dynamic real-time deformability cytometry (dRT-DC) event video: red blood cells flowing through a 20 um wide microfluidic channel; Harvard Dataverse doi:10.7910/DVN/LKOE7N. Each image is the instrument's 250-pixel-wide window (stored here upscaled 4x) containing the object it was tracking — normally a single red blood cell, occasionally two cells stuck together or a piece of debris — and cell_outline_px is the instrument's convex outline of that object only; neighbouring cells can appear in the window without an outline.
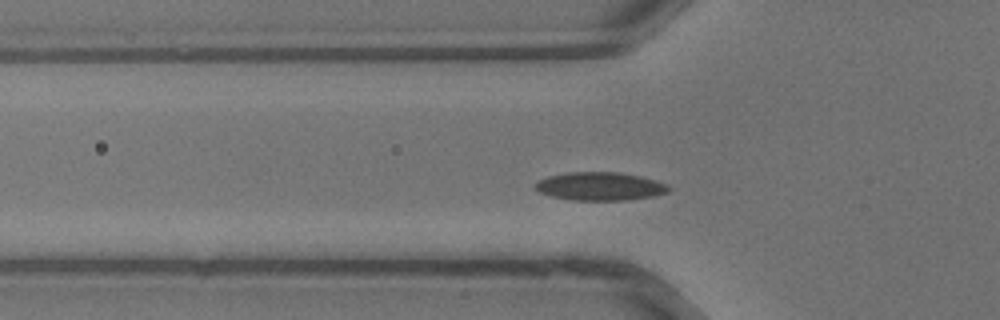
{"species": "common noctule bat (a hibernating species)", "species_latin": "Nyctalus noctula", "temperature_condition": "warm", "stored_images_in_passage": 28, "camera_frame_rate_fps": 3000, "um_per_image_px": 0.085, "animal": {"sex": "male", "body_mass_g": 13.3}, "frame": {"image": 1, "passage_image": 3, "time_ms": 0.667, "image_size_px": [1000, 320], "cell_outline_px": [[672, 188], [668, 192], [652, 196], [628, 200], [572, 200], [552, 196], [540, 192], [532, 188], [540, 180], [548, 176], [568, 172], [616, 172], [640, 176], [664, 184]], "centroid_in_image_um": [50.97, 15.84], "position_along_channel_um": 74.8, "area_um2": 21.73}}
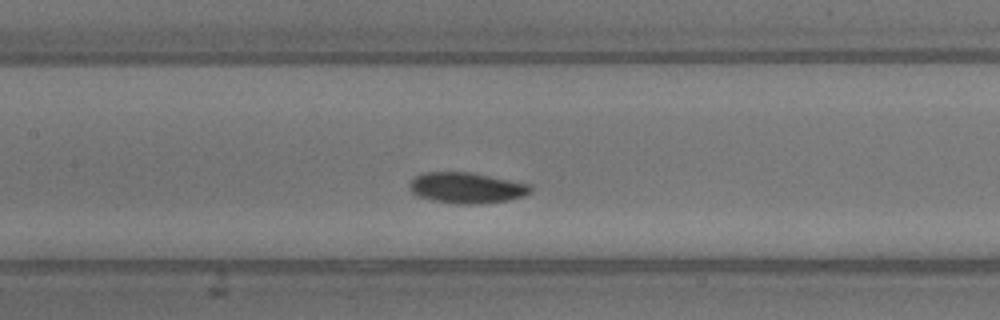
{"frame": {"image": 2, "passage_image": 8, "time_ms": 2.333, "image_size_px": [1000, 320], "cell_outline_px": [[532, 192], [524, 196], [508, 200], [480, 204], [456, 204], [432, 200], [420, 196], [412, 192], [408, 188], [408, 184], [420, 172], [468, 172], [532, 184]], "centroid_in_image_um": [39.67, 15.97], "position_along_channel_um": 167.7, "area_um2": 21.85}}
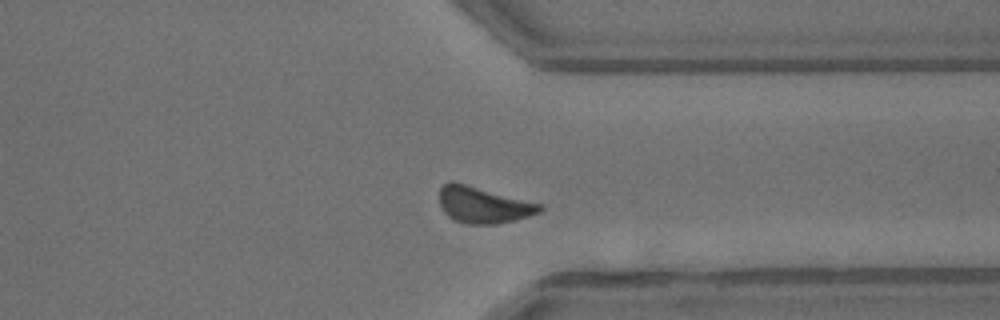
{"frame": {"image": 3, "passage_image": 19, "time_ms": 6.0, "image_size_px": [1000, 320], "cell_outline_px": [[544, 208], [540, 212], [516, 220], [496, 224], [464, 224], [452, 220], [444, 212], [440, 204], [440, 188], [448, 180], [452, 180], [540, 204]], "centroid_in_image_um": [41.03, 17.42], "position_along_channel_um": 370.4, "area_um2": 21.27}}